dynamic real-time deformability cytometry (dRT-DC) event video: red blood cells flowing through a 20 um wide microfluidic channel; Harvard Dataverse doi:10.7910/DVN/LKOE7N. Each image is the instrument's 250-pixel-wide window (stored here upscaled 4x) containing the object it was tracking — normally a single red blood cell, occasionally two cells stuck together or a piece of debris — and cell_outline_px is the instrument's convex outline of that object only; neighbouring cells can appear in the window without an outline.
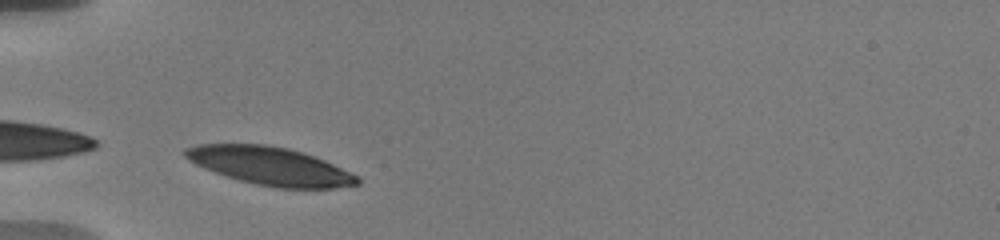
{"species": "human", "species_latin": "Homo sapiens", "temperature_condition": "warm", "stored_images_in_passage": 8, "camera_frame_rate_fps": 3000, "um_per_image_px": 0.085, "donor": {"sex": "male"}, "frame": {"image": 1, "passage_image": 1, "time_ms": 0.0, "image_size_px": [1000, 240], "cell_outline_px": [[360, 184], [332, 188], [276, 188], [256, 184], [240, 180], [204, 168], [188, 160], [184, 156], [184, 148], [196, 144], [264, 144], [288, 148], [304, 152], [324, 160], [360, 176]], "centroid_in_image_um": [22.98, 14.1], "position_along_channel_um": 62.0, "area_um2": 38.09}}
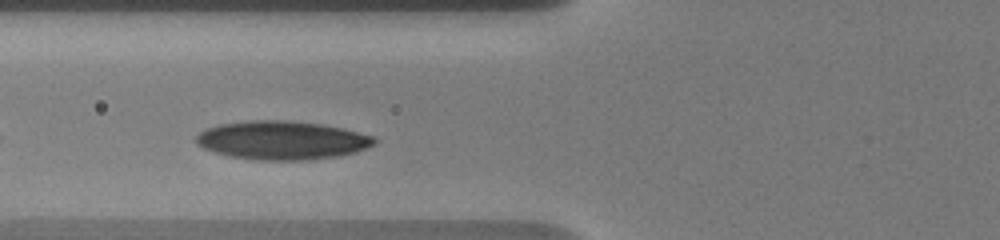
{"frame": {"image": 2, "passage_image": 5, "time_ms": 1.333, "image_size_px": [1000, 240], "cell_outline_px": [[376, 144], [356, 152], [336, 156], [308, 160], [256, 160], [228, 156], [212, 152], [196, 144], [196, 136], [200, 132], [208, 128], [220, 124], [252, 120], [288, 120], [320, 124], [340, 128], [372, 136], [376, 140]], "centroid_in_image_um": [23.93, 11.93], "position_along_channel_um": 101.9, "area_um2": 39.94}}
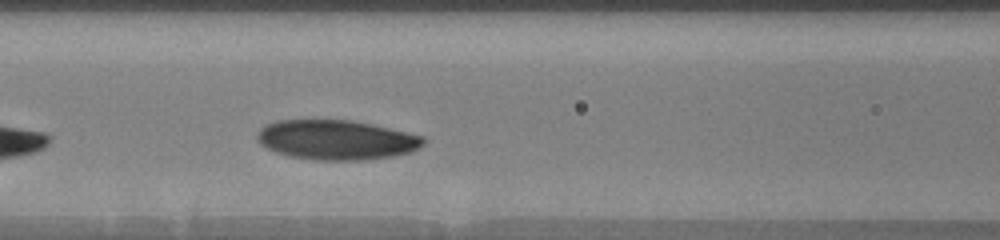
{"frame": {"image": 3, "passage_image": 8, "time_ms": 2.333, "image_size_px": [1000, 240], "cell_outline_px": [[424, 144], [408, 152], [396, 156], [364, 160], [312, 160], [292, 156], [276, 152], [260, 144], [256, 140], [256, 136], [260, 128], [276, 120], [352, 120], [424, 136]], "centroid_in_image_um": [28.56, 11.89], "position_along_channel_um": 138.0, "area_um2": 38.32}}